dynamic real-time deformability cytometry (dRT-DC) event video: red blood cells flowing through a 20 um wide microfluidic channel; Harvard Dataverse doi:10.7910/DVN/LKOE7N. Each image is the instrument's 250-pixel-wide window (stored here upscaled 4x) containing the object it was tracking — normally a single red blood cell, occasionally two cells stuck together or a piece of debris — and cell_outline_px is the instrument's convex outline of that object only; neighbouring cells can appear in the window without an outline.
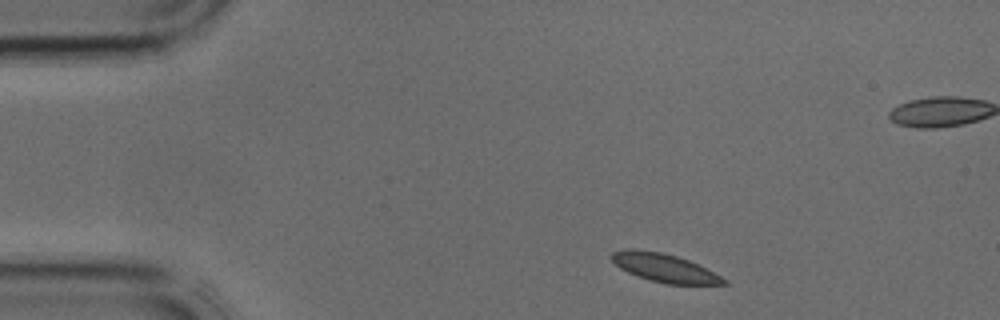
{"species": "common noctule bat (a hibernating species)", "species_latin": "Nyctalus noctula", "temperature_condition": "cold", "stored_images_in_passage": 3, "camera_frame_rate_fps": 3000, "um_per_image_px": 0.085, "animal": {"sex": "male", "body_mass_g": 17.9, "forearm_length_mm": 54.2}, "frame": {"image": 1, "passage_image": 1, "time_ms": 0.0, "image_size_px": [1000, 320], "cell_outline_px": [[728, 284], [664, 284], [636, 276], [620, 268], [608, 256], [612, 252], [624, 248], [632, 248], [660, 252], [676, 256], [688, 260], [728, 280]], "centroid_in_image_um": [56.4, 22.76], "position_along_channel_um": 28.6, "area_um2": 18.44}}